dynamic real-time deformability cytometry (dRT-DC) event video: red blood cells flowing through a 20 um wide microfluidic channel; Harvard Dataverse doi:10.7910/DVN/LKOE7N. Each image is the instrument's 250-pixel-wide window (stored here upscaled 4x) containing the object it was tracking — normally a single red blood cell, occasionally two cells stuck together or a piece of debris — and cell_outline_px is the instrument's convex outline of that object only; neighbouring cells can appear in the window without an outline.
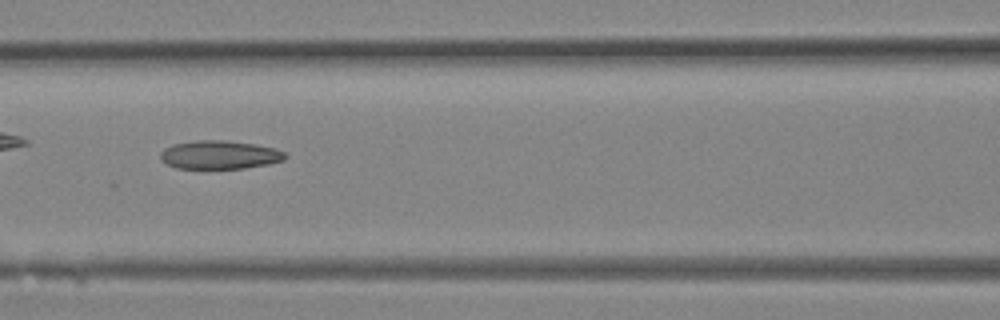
{"species": "Egyptian fruit bat (a non-hibernating species)", "species_latin": "Rousettus aegyptiacus", "temperature_condition": "room temperature", "stored_images_in_passage": 23, "camera_frame_rate_fps": 3000, "um_per_image_px": 0.085, "animal": {"sex": "female"}, "frame": {"image": 1, "passage_image": 7, "time_ms": 2.0, "image_size_px": [1000, 320], "cell_outline_px": [[288, 156], [284, 160], [268, 164], [244, 168], [176, 168], [160, 160], [160, 152], [164, 148], [172, 144], [196, 140], [224, 140], [256, 144], [276, 148], [284, 152]], "centroid_in_image_um": [18.66, 13.15], "position_along_channel_um": 147.9, "area_um2": 20.81}}
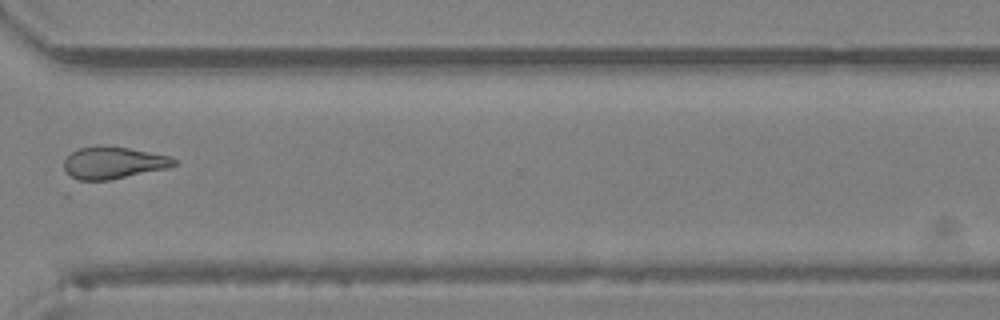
{"frame": {"image": 2, "passage_image": 17, "time_ms": 5.333, "image_size_px": [1000, 320], "cell_outline_px": [[176, 164], [168, 168], [108, 180], [76, 184], [72, 184], [64, 168], [64, 160], [72, 152], [80, 148], [100, 144], [128, 148], [172, 156], [176, 160]], "centroid_in_image_um": [9.53, 13.88], "position_along_channel_um": 361.1, "area_um2": 21.39}}